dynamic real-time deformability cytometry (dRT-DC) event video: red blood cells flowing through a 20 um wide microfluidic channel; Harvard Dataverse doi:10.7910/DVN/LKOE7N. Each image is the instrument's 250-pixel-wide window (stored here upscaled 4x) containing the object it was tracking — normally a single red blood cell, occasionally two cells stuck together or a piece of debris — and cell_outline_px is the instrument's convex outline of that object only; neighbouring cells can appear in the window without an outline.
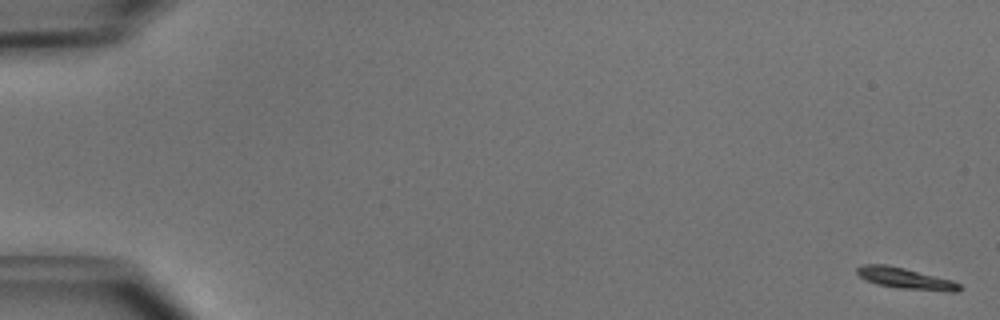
{"species": "common noctule bat (a hibernating species)", "species_latin": "Nyctalus noctula", "temperature_condition": "cold", "stored_images_in_passage": 52, "camera_frame_rate_fps": 3000, "um_per_image_px": 0.085, "animal": {"sex": "male", "body_mass_g": 15.6}, "frame": {"image": 1, "passage_image": 1, "time_ms": 0.0, "image_size_px": [1000, 320], "cell_outline_px": [[964, 288], [956, 292], [948, 292], [900, 288], [876, 284], [864, 280], [856, 272], [856, 268], [864, 264], [888, 264], [952, 280], [960, 284]], "centroid_in_image_um": [76.98, 23.67], "position_along_channel_um": 8.0, "area_um2": 12.72}}
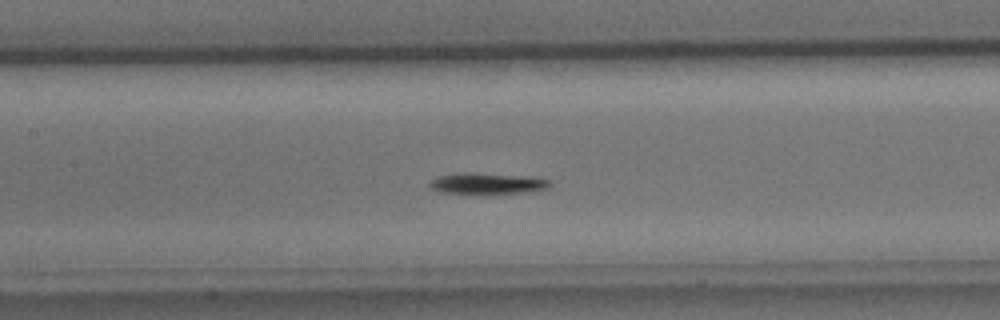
{"frame": {"image": 2, "passage_image": 25, "time_ms": 8.0, "image_size_px": [1000, 320], "cell_outline_px": [[552, 184], [548, 188], [524, 192], [480, 196], [440, 192], [432, 188], [428, 184], [432, 180], [440, 176], [536, 176], [552, 180]], "centroid_in_image_um": [41.54, 15.7], "position_along_channel_um": 165.9, "area_um2": 14.22}}
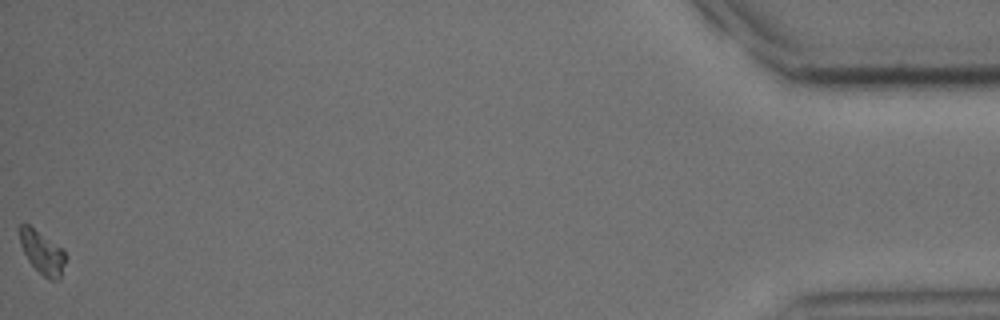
{"frame": {"image": 3, "passage_image": 52, "time_ms": 17.0, "image_size_px": [1000, 320], "cell_outline_px": [[68, 256], [60, 276], [56, 280], [48, 280], [28, 260], [20, 244], [20, 224], [28, 224], [64, 248]], "centroid_in_image_um": [3.64, 21.44], "position_along_channel_um": 431.6, "area_um2": 11.56}, "authors_computed_cell_mechanics": {"area_um2": 13.0917, "velocity_mm_per_s": 3.9491, "shape_relaxation_time_tau1_ms": 1.694, "shape_relaxation_time_tau2_ms": null, "deformation_change_tau1": 0.1074, "deformation_change_tau2": null}}